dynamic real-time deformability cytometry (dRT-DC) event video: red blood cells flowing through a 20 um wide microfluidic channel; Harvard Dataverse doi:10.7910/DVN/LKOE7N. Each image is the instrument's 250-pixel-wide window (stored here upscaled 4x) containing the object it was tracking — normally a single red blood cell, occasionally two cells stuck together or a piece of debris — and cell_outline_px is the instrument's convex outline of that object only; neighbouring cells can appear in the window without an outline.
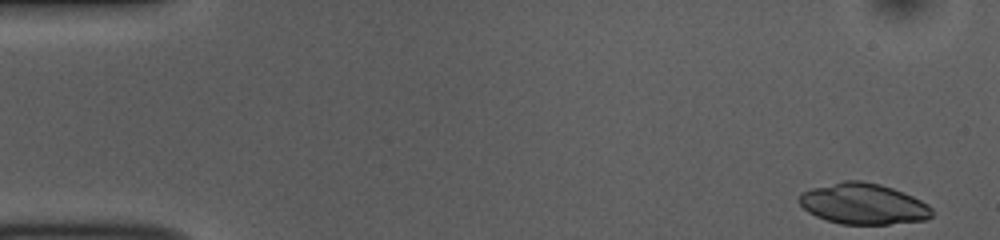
{"species": "common noctule bat (a hibernating species)", "species_latin": "Nyctalus noctula", "temperature_condition": "room temperature", "stored_images_in_passage": 50, "camera_frame_rate_fps": 3000, "um_per_image_px": 0.085, "animal": {"sex": "female", "body_mass_g": 10.0, "forearm_length_mm": 53.1}, "frame": {"image": 1, "passage_image": 1, "time_ms": 0.0, "image_size_px": [1000, 240], "cell_outline_px": [[932, 216], [924, 220], [888, 224], [840, 224], [816, 216], [808, 212], [800, 204], [800, 192], [812, 188], [844, 180], [860, 180], [880, 184], [904, 192], [928, 204], [932, 208]], "centroid_in_image_um": [73.38, 17.32], "position_along_channel_um": 11.6, "area_um2": 31.56}}